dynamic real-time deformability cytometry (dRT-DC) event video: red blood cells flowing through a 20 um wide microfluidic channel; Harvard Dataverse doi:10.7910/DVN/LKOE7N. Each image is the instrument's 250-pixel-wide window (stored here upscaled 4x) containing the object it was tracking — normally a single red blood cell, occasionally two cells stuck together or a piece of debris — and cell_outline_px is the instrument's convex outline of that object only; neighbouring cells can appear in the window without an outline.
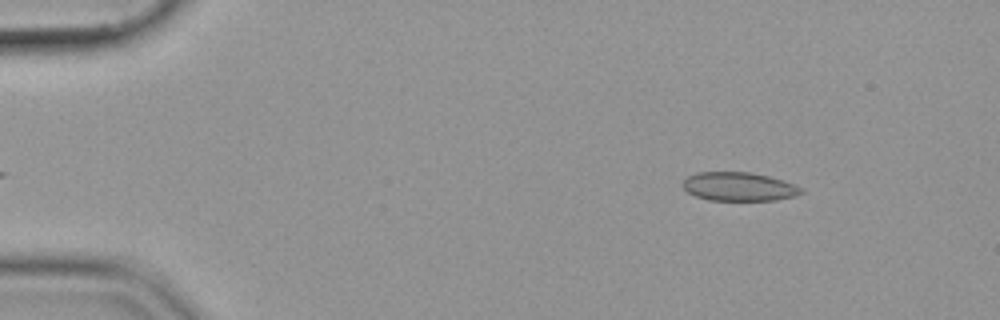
{"species": "common noctule bat (a hibernating species)", "species_latin": "Nyctalus noctula", "temperature_condition": "cold", "stored_images_in_passage": 51, "camera_frame_rate_fps": 3000, "um_per_image_px": 0.085, "animal": {"sex": "female", "body_mass_g": 19.9}, "frame": {"image": 1, "passage_image": 4, "time_ms": 1.0, "image_size_px": [1000, 320], "cell_outline_px": [[804, 192], [796, 196], [776, 200], [708, 200], [696, 196], [688, 192], [680, 184], [688, 176], [700, 172], [748, 172], [768, 176], [804, 188]], "centroid_in_image_um": [62.8, 15.87], "position_along_channel_um": 22.2, "area_um2": 19.71}}
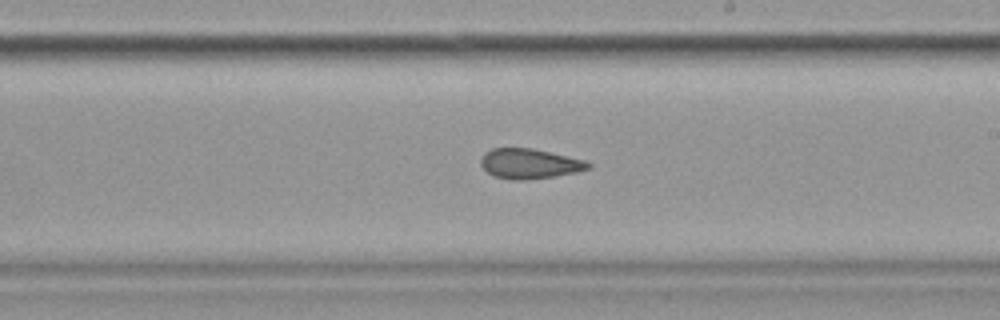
{"frame": {"image": 2, "passage_image": 29, "time_ms": 9.333, "image_size_px": [1000, 320], "cell_outline_px": [[592, 168], [576, 172], [552, 176], [524, 180], [512, 180], [492, 176], [480, 164], [480, 160], [484, 152], [492, 148], [532, 148], [584, 160], [592, 164]], "centroid_in_image_um": [44.98, 13.91], "position_along_channel_um": 244.0, "area_um2": 18.73}}
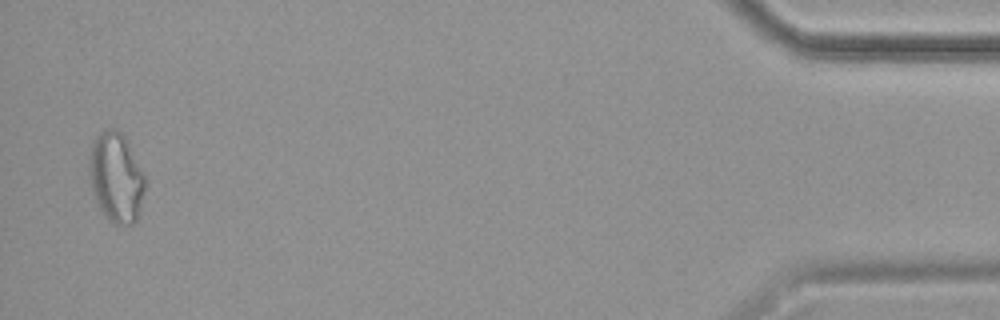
{"frame": {"image": 3, "passage_image": 50, "time_ms": 16.333, "image_size_px": [1000, 320], "cell_outline_px": [[148, 180], [140, 212], [136, 220], [132, 224], [112, 224], [104, 216], [96, 200], [88, 176], [88, 168], [92, 144], [96, 136], [100, 132], [108, 128], [116, 128], [124, 136]], "centroid_in_image_um": [9.89, 15.1], "position_along_channel_um": 425.3, "area_um2": 29.59}}